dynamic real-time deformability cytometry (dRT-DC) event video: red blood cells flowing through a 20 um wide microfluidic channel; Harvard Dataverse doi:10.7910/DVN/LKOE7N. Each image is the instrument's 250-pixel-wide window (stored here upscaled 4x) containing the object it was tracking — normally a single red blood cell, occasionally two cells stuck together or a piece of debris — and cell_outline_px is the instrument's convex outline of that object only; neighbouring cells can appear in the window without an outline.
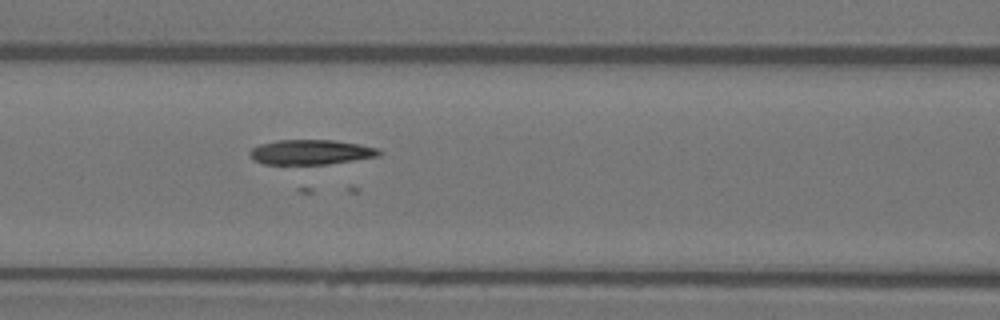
{"species": "Egyptian fruit bat (a non-hibernating species)", "species_latin": "Rousettus aegyptiacus", "temperature_condition": "warm", "stored_images_in_passage": 52, "camera_frame_rate_fps": 3000, "um_per_image_px": 0.085, "animal": {"sex": "female"}, "frame": {"image": 1, "passage_image": 22, "time_ms": 7.0, "image_size_px": [1000, 320], "cell_outline_px": [[380, 156], [328, 164], [264, 164], [252, 160], [248, 152], [252, 148], [260, 144], [276, 140], [332, 140], [360, 144], [380, 148]], "centroid_in_image_um": [26.41, 12.93], "position_along_channel_um": 140.2, "area_um2": 18.84}}
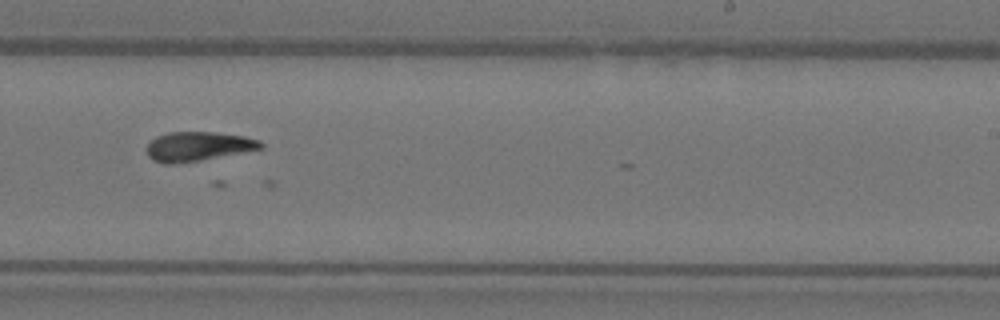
{"frame": {"image": 2, "passage_image": 32, "time_ms": 10.333, "image_size_px": [1000, 320], "cell_outline_px": [[264, 148], [200, 160], [172, 164], [164, 164], [152, 160], [148, 156], [148, 144], [156, 136], [168, 132], [212, 132], [244, 136], [260, 140], [264, 144]], "centroid_in_image_um": [16.84, 12.44], "position_along_channel_um": 272.2, "area_um2": 19.36}}
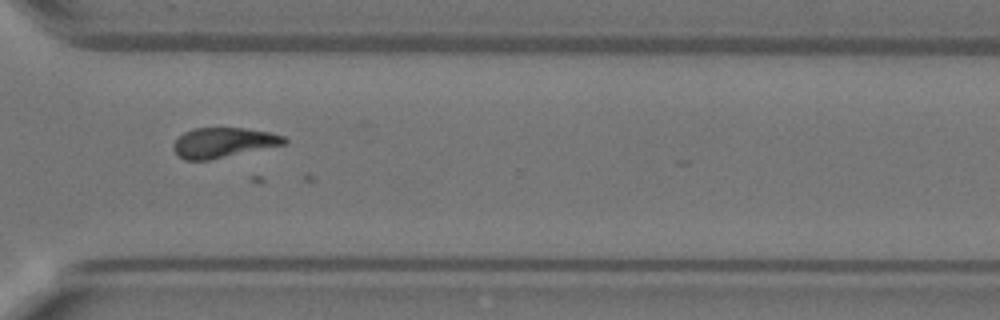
{"frame": {"image": 3, "passage_image": 38, "time_ms": 12.333, "image_size_px": [1000, 320], "cell_outline_px": [[288, 140], [284, 144], [208, 160], [184, 160], [172, 148], [172, 144], [184, 132], [196, 128], [244, 128], [272, 132], [284, 136]], "centroid_in_image_um": [18.98, 12.11], "position_along_channel_um": 351.6, "area_um2": 19.13}}